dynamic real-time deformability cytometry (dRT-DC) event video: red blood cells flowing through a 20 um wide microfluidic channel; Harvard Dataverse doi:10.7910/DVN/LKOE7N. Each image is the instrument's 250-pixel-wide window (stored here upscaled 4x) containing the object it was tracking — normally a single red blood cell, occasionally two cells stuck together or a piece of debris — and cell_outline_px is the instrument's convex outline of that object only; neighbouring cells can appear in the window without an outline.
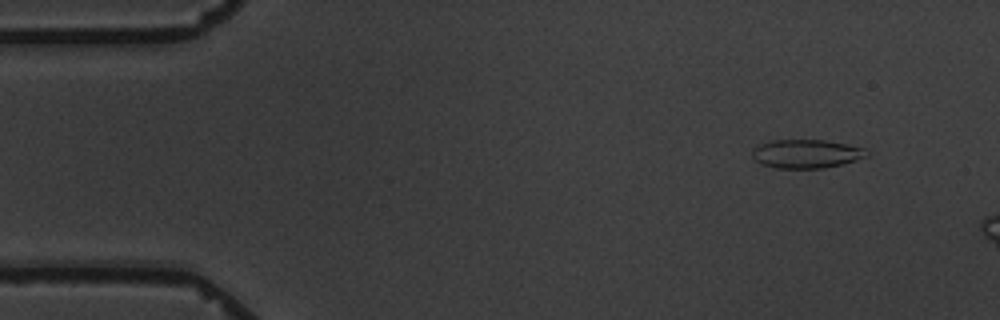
{"species": "common noctule bat (a hibernating species)", "species_latin": "Nyctalus noctula", "temperature_condition": "warm", "stored_images_in_passage": 3, "camera_frame_rate_fps": 3000, "um_per_image_px": 0.085, "animal": {"sex": "male", "body_mass_g": 19.5, "forearm_length_mm": 54.6}, "frame": {"image": 1, "passage_image": 1, "time_ms": 0.0, "image_size_px": [1000, 320], "cell_outline_px": [[868, 156], [844, 164], [824, 168], [776, 168], [760, 164], [752, 156], [752, 152], [760, 144], [772, 140], [824, 140], [864, 148], [868, 152]], "centroid_in_image_um": [68.54, 13.08], "position_along_channel_um": 16.5, "area_um2": 19.02}}